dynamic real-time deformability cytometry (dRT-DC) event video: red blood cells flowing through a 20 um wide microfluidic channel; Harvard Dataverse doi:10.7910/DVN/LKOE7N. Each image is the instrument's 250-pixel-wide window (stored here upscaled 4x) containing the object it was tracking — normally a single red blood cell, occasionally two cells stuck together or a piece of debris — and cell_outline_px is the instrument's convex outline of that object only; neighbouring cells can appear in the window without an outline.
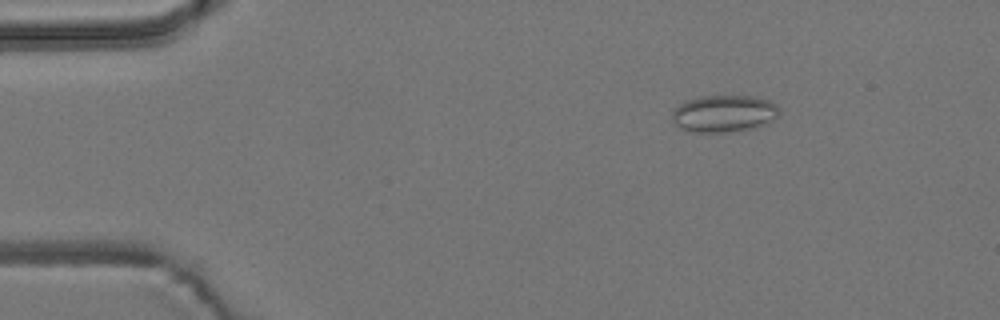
{"species": "common noctule bat (a hibernating species)", "species_latin": "Nyctalus noctula", "temperature_condition": "room temperature", "stored_images_in_passage": 54, "camera_frame_rate_fps": 3000, "um_per_image_px": 0.085, "animal": {"sex": "male", "body_mass_g": 19.2, "forearm_length_mm": 51.8}, "frame": {"image": 1, "passage_image": 7, "time_ms": 2.0, "image_size_px": [1000, 320], "cell_outline_px": [[780, 112], [776, 116], [752, 128], [728, 132], [688, 132], [680, 128], [672, 120], [672, 112], [680, 104], [688, 100], [700, 96], [752, 96], [768, 100], [776, 104], [780, 108]], "centroid_in_image_um": [61.49, 9.65], "position_along_channel_um": 23.5, "area_um2": 22.83}}
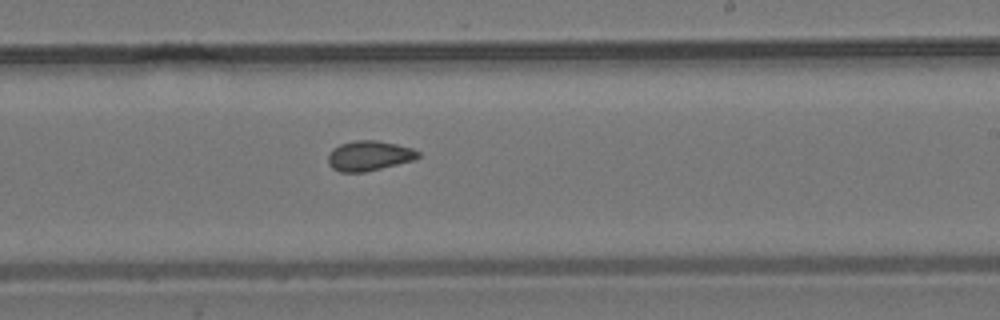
{"frame": {"image": 2, "passage_image": 32, "time_ms": 10.333, "image_size_px": [1000, 320], "cell_outline_px": [[420, 156], [416, 160], [364, 172], [340, 172], [332, 168], [328, 164], [328, 156], [332, 148], [340, 144], [356, 140], [376, 140], [396, 144], [412, 148], [420, 152]], "centroid_in_image_um": [31.38, 13.24], "position_along_channel_um": 257.6, "area_um2": 15.84}}
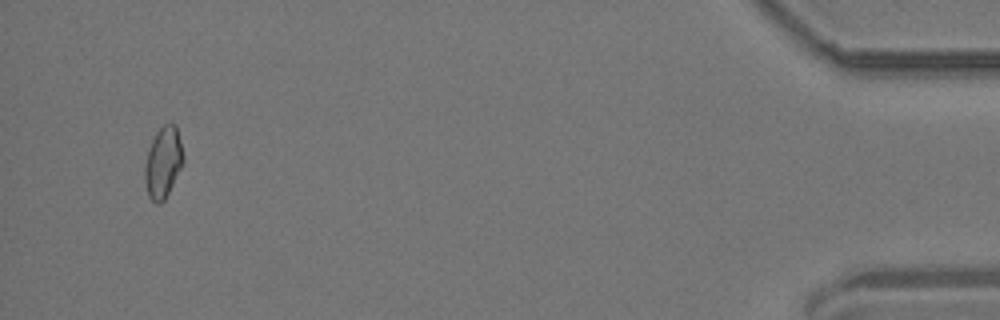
{"frame": {"image": 3, "passage_image": 52, "time_ms": 17.0, "image_size_px": [1000, 320], "cell_outline_px": [[184, 164], [164, 200], [160, 204], [156, 204], [148, 196], [144, 180], [144, 164], [152, 140], [156, 132], [164, 124], [176, 124], [184, 156]], "centroid_in_image_um": [13.87, 13.83], "position_along_channel_um": 421.3, "area_um2": 16.07}, "authors_computed_cell_mechanics": {"area_um2": 16.0395, "velocity_mm_per_s": 3.6992, "shape_relaxation_time_tau1_ms": null, "shape_relaxation_time_tau2_ms": 2.3859, "deformation_change_tau1": null, "deformation_change_tau2": 0.0639}}